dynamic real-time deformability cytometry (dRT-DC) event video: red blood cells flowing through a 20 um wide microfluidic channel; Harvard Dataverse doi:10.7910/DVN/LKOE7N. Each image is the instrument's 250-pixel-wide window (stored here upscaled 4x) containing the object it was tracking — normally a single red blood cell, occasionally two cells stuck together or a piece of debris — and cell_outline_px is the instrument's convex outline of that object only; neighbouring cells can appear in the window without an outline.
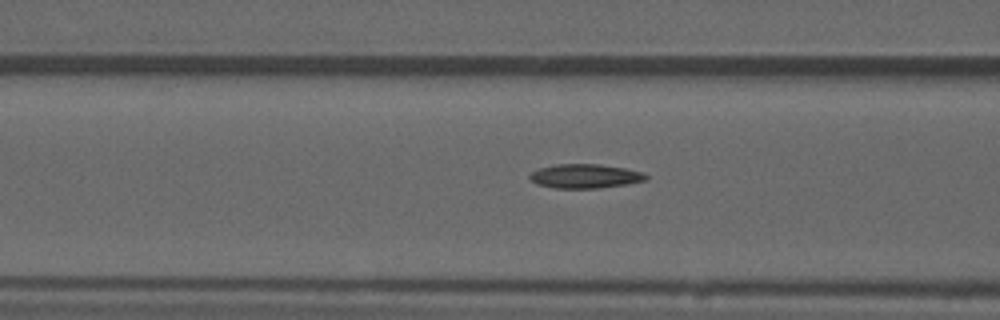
{"species": "common noctule bat (a hibernating species)", "species_latin": "Nyctalus noctula", "temperature_condition": "warm", "stored_images_in_passage": 35, "camera_frame_rate_fps": 3000, "um_per_image_px": 0.085, "animal": {"sex": "male", "forearm_length_mm": 52.5}, "frame": {"image": 1, "passage_image": 10, "time_ms": 3.0, "image_size_px": [1000, 320], "cell_outline_px": [[648, 176], [644, 180], [628, 184], [596, 188], [556, 188], [536, 184], [528, 176], [532, 172], [540, 168], [556, 164], [600, 164], [624, 168], [644, 172]], "centroid_in_image_um": [49.73, 14.97], "position_along_channel_um": 116.9, "area_um2": 16.24}, "authors_computed_cell_mechanics": {"area_um2": 15.895, "velocity_mm_per_s": 3.8799, "shape_relaxation_time_tau1_ms": null, "shape_relaxation_time_tau2_ms": 4.3046, "deformation_change_tau1": null, "deformation_change_tau2": 0.1222}}